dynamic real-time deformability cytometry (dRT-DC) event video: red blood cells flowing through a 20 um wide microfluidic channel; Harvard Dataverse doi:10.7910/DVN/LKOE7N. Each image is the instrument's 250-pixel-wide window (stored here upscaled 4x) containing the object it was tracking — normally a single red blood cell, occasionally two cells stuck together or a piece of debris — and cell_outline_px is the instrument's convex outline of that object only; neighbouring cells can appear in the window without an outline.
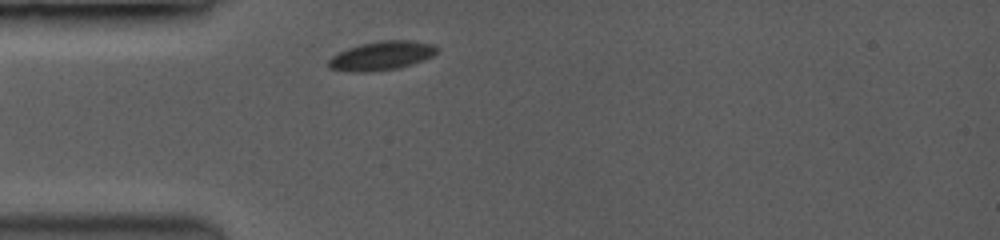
{"species": "common noctule bat (a hibernating species)", "species_latin": "Nyctalus noctula", "temperature_condition": "room temperature", "stored_images_in_passage": 10, "camera_frame_rate_fps": 3500, "um_per_image_px": 0.085, "animal": {"sex": "female", "body_mass_g": 19.0, "forearm_length_mm": 53.3}, "frame": {"image": 1, "passage_image": 1, "time_ms": 0.0, "image_size_px": [1000, 240], "cell_outline_px": [[440, 48], [432, 56], [396, 68], [364, 72], [356, 72], [328, 68], [328, 60], [332, 56], [348, 48], [360, 44], [380, 40], [408, 40], [432, 44]], "centroid_in_image_um": [32.4, 4.72], "position_along_channel_um": 52.6, "area_um2": 17.86}}
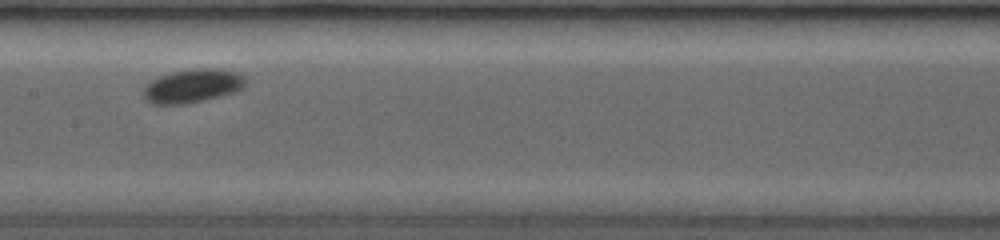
{"frame": {"image": 2, "passage_image": 5, "time_ms": 3.714, "image_size_px": [1000, 240], "cell_outline_px": [[244, 84], [240, 88], [232, 92], [200, 100], [176, 104], [156, 104], [148, 100], [144, 96], [144, 84], [160, 76], [172, 72], [192, 68], [220, 68], [240, 72], [244, 76]], "centroid_in_image_um": [16.35, 7.25], "position_along_channel_um": 191.0, "area_um2": 19.54}}
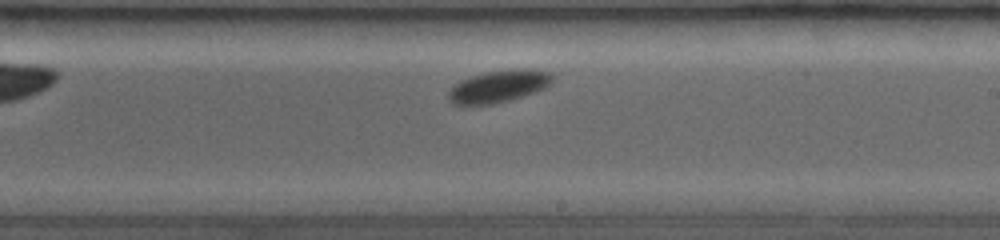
{"frame": {"image": 3, "passage_image": 9, "time_ms": 5.143, "image_size_px": [1000, 240], "cell_outline_px": [[552, 80], [544, 88], [520, 96], [488, 104], [456, 104], [448, 96], [448, 92], [460, 80], [472, 76], [488, 72], [512, 68], [524, 68], [552, 72]], "centroid_in_image_um": [42.4, 7.29], "position_along_channel_um": 246.6, "area_um2": 18.79}}